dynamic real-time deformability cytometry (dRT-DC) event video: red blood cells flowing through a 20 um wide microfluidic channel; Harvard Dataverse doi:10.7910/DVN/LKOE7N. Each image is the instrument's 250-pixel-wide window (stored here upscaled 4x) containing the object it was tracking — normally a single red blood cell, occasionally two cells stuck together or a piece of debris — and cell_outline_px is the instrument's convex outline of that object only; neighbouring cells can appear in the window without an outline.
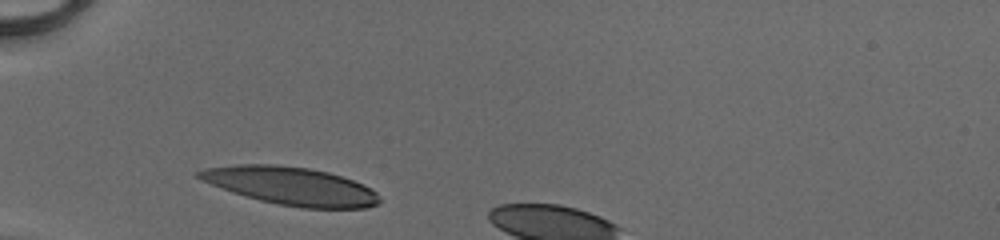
{"species": "human", "species_latin": "Homo sapiens", "temperature_condition": "cold", "stored_images_in_passage": 5, "camera_frame_rate_fps": 3000, "um_per_image_px": 0.085, "donor": {"sex": "male"}, "frame": {"image": 1, "passage_image": 1, "time_ms": 0.0, "image_size_px": [1000, 240], "cell_outline_px": [[380, 200], [376, 204], [364, 208], [300, 208], [276, 204], [244, 196], [232, 192], [212, 184], [196, 176], [196, 172], [204, 168], [236, 164], [276, 164], [308, 168], [328, 172], [364, 184], [376, 192], [380, 196]], "centroid_in_image_um": [24.73, 15.8], "position_along_channel_um": 60.3, "area_um2": 39.88}}